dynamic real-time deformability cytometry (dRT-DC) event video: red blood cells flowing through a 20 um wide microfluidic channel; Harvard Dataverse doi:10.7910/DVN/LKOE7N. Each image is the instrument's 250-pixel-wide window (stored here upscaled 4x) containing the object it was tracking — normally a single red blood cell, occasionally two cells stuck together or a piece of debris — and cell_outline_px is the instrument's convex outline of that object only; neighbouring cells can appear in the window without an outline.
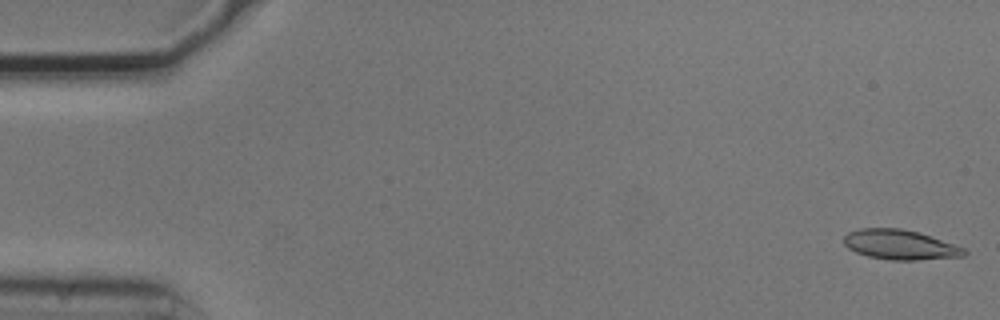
{"species": "common noctule bat (a hibernating species)", "species_latin": "Nyctalus noctula", "temperature_condition": "cold", "stored_images_in_passage": 54, "camera_frame_rate_fps": 3000, "um_per_image_px": 0.085, "animal": {"sex": "male", "body_mass_g": 20.5, "forearm_length_mm": 52.5}, "frame": {"image": 1, "passage_image": 1, "time_ms": 0.0, "image_size_px": [1000, 320], "cell_outline_px": [[968, 252], [964, 256], [916, 260], [892, 260], [868, 256], [856, 252], [848, 248], [844, 244], [844, 236], [848, 232], [860, 228], [900, 228], [920, 232], [964, 248]], "centroid_in_image_um": [76.49, 20.79], "position_along_channel_um": 8.5, "area_um2": 20.87}}
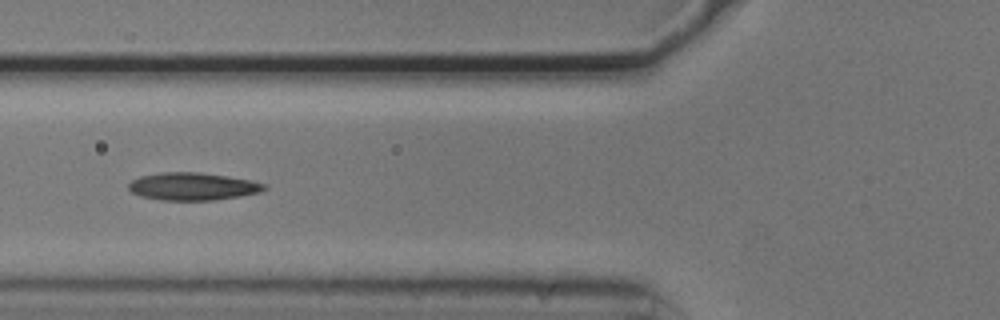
{"frame": {"image": 2, "passage_image": 20, "time_ms": 6.333, "image_size_px": [1000, 320], "cell_outline_px": [[268, 188], [260, 192], [240, 196], [212, 200], [160, 200], [140, 196], [132, 192], [128, 188], [128, 184], [132, 180], [140, 176], [160, 172], [200, 172], [228, 176], [252, 180], [268, 184]], "centroid_in_image_um": [16.4, 15.84], "position_along_channel_um": 109.4, "area_um2": 22.02}}
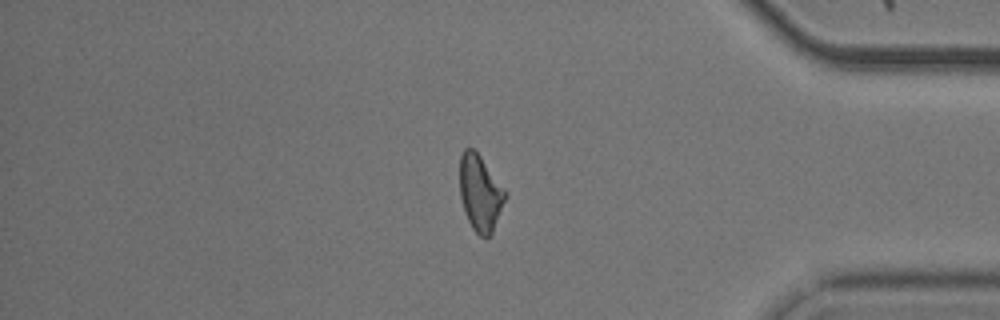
{"frame": {"image": 3, "passage_image": 45, "time_ms": 14.667, "image_size_px": [1000, 320], "cell_outline_px": [[508, 196], [492, 232], [488, 236], [480, 236], [472, 228], [464, 212], [460, 196], [460, 156], [464, 148], [472, 148], [480, 156], [508, 192]], "centroid_in_image_um": [40.83, 16.4], "position_along_channel_um": 394.4, "area_um2": 20.23}, "authors_computed_cell_mechanics": {"area_um2": 20.7502, "velocity_mm_per_s": 3.7374, "shape_relaxation_time_tau1_ms": 5.6139, "shape_relaxation_time_tau2_ms": 4.9524, "deformation_change_tau1": 0.1386, "deformation_change_tau2": 0.1252}}